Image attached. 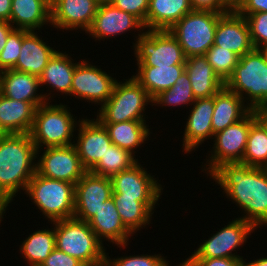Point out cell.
Segmentation results:
<instances>
[{
  "mask_svg": "<svg viewBox=\"0 0 267 266\" xmlns=\"http://www.w3.org/2000/svg\"><path fill=\"white\" fill-rule=\"evenodd\" d=\"M36 109L30 102L10 99L0 93V128L5 134H29Z\"/></svg>",
  "mask_w": 267,
  "mask_h": 266,
  "instance_id": "4316f807",
  "label": "cell"
},
{
  "mask_svg": "<svg viewBox=\"0 0 267 266\" xmlns=\"http://www.w3.org/2000/svg\"><path fill=\"white\" fill-rule=\"evenodd\" d=\"M255 230L256 228L246 220L232 219L218 232L216 231L208 239L203 240L204 242L202 241L188 258H236L242 260L243 256H239L235 251L246 245L244 243Z\"/></svg>",
  "mask_w": 267,
  "mask_h": 266,
  "instance_id": "8fae6325",
  "label": "cell"
},
{
  "mask_svg": "<svg viewBox=\"0 0 267 266\" xmlns=\"http://www.w3.org/2000/svg\"><path fill=\"white\" fill-rule=\"evenodd\" d=\"M193 10L228 13L230 10L220 0H189Z\"/></svg>",
  "mask_w": 267,
  "mask_h": 266,
  "instance_id": "ee69618b",
  "label": "cell"
},
{
  "mask_svg": "<svg viewBox=\"0 0 267 266\" xmlns=\"http://www.w3.org/2000/svg\"><path fill=\"white\" fill-rule=\"evenodd\" d=\"M80 266H105V265H91V264H81Z\"/></svg>",
  "mask_w": 267,
  "mask_h": 266,
  "instance_id": "11a10c76",
  "label": "cell"
},
{
  "mask_svg": "<svg viewBox=\"0 0 267 266\" xmlns=\"http://www.w3.org/2000/svg\"><path fill=\"white\" fill-rule=\"evenodd\" d=\"M37 149L27 133H9L0 138V197L11 204L36 173Z\"/></svg>",
  "mask_w": 267,
  "mask_h": 266,
  "instance_id": "7a4b0ae2",
  "label": "cell"
},
{
  "mask_svg": "<svg viewBox=\"0 0 267 266\" xmlns=\"http://www.w3.org/2000/svg\"><path fill=\"white\" fill-rule=\"evenodd\" d=\"M213 45L228 49L239 57L253 50L254 46L245 17L236 11L223 14L217 23Z\"/></svg>",
  "mask_w": 267,
  "mask_h": 266,
  "instance_id": "ffe728a7",
  "label": "cell"
},
{
  "mask_svg": "<svg viewBox=\"0 0 267 266\" xmlns=\"http://www.w3.org/2000/svg\"><path fill=\"white\" fill-rule=\"evenodd\" d=\"M195 100L188 73L184 70L171 88L161 92L152 100V106L188 107Z\"/></svg>",
  "mask_w": 267,
  "mask_h": 266,
  "instance_id": "d590c367",
  "label": "cell"
},
{
  "mask_svg": "<svg viewBox=\"0 0 267 266\" xmlns=\"http://www.w3.org/2000/svg\"><path fill=\"white\" fill-rule=\"evenodd\" d=\"M193 105V106H192ZM190 107L183 132L182 148L186 153L193 151L204 143L213 139L212 115L214 112V96L209 98H197ZM191 152V153H190Z\"/></svg>",
  "mask_w": 267,
  "mask_h": 266,
  "instance_id": "d6986e66",
  "label": "cell"
},
{
  "mask_svg": "<svg viewBox=\"0 0 267 266\" xmlns=\"http://www.w3.org/2000/svg\"><path fill=\"white\" fill-rule=\"evenodd\" d=\"M116 81L95 64L93 66L86 59L80 60L73 73L71 97L102 106L112 95Z\"/></svg>",
  "mask_w": 267,
  "mask_h": 266,
  "instance_id": "4fadbf2b",
  "label": "cell"
},
{
  "mask_svg": "<svg viewBox=\"0 0 267 266\" xmlns=\"http://www.w3.org/2000/svg\"><path fill=\"white\" fill-rule=\"evenodd\" d=\"M20 254L30 266H41L56 248L55 227L37 230L28 235L20 245Z\"/></svg>",
  "mask_w": 267,
  "mask_h": 266,
  "instance_id": "d6a6232c",
  "label": "cell"
},
{
  "mask_svg": "<svg viewBox=\"0 0 267 266\" xmlns=\"http://www.w3.org/2000/svg\"><path fill=\"white\" fill-rule=\"evenodd\" d=\"M204 56L224 84L231 77L234 67L239 61L237 54L216 45H213Z\"/></svg>",
  "mask_w": 267,
  "mask_h": 266,
  "instance_id": "8d00e7d4",
  "label": "cell"
},
{
  "mask_svg": "<svg viewBox=\"0 0 267 266\" xmlns=\"http://www.w3.org/2000/svg\"><path fill=\"white\" fill-rule=\"evenodd\" d=\"M5 133L2 131V129L0 128V138L4 135Z\"/></svg>",
  "mask_w": 267,
  "mask_h": 266,
  "instance_id": "9f6ffc18",
  "label": "cell"
},
{
  "mask_svg": "<svg viewBox=\"0 0 267 266\" xmlns=\"http://www.w3.org/2000/svg\"><path fill=\"white\" fill-rule=\"evenodd\" d=\"M260 50L263 52L266 61H267V44L260 48Z\"/></svg>",
  "mask_w": 267,
  "mask_h": 266,
  "instance_id": "db71d44e",
  "label": "cell"
},
{
  "mask_svg": "<svg viewBox=\"0 0 267 266\" xmlns=\"http://www.w3.org/2000/svg\"><path fill=\"white\" fill-rule=\"evenodd\" d=\"M26 31L14 28L8 35L4 49L0 53V72L12 69L16 65L22 47V35Z\"/></svg>",
  "mask_w": 267,
  "mask_h": 266,
  "instance_id": "f35d334b",
  "label": "cell"
},
{
  "mask_svg": "<svg viewBox=\"0 0 267 266\" xmlns=\"http://www.w3.org/2000/svg\"><path fill=\"white\" fill-rule=\"evenodd\" d=\"M13 29L14 27L10 24V22L0 20V53L3 51L8 35Z\"/></svg>",
  "mask_w": 267,
  "mask_h": 266,
  "instance_id": "bcb514c9",
  "label": "cell"
},
{
  "mask_svg": "<svg viewBox=\"0 0 267 266\" xmlns=\"http://www.w3.org/2000/svg\"><path fill=\"white\" fill-rule=\"evenodd\" d=\"M124 80L120 82L117 79L112 95L99 107L96 119L100 123H120L147 118L144 113L146 106L153 104L152 99L133 76Z\"/></svg>",
  "mask_w": 267,
  "mask_h": 266,
  "instance_id": "52a82bcc",
  "label": "cell"
},
{
  "mask_svg": "<svg viewBox=\"0 0 267 266\" xmlns=\"http://www.w3.org/2000/svg\"><path fill=\"white\" fill-rule=\"evenodd\" d=\"M39 77L15 69L0 72V93L7 98L32 103L36 108L46 100L40 90ZM40 94V95H39Z\"/></svg>",
  "mask_w": 267,
  "mask_h": 266,
  "instance_id": "7402d4cb",
  "label": "cell"
},
{
  "mask_svg": "<svg viewBox=\"0 0 267 266\" xmlns=\"http://www.w3.org/2000/svg\"><path fill=\"white\" fill-rule=\"evenodd\" d=\"M244 16L250 31L254 48L260 49L267 44V12H256Z\"/></svg>",
  "mask_w": 267,
  "mask_h": 266,
  "instance_id": "ab89813d",
  "label": "cell"
},
{
  "mask_svg": "<svg viewBox=\"0 0 267 266\" xmlns=\"http://www.w3.org/2000/svg\"><path fill=\"white\" fill-rule=\"evenodd\" d=\"M112 181L86 171L75 184L74 218L88 222L103 206V202L112 196Z\"/></svg>",
  "mask_w": 267,
  "mask_h": 266,
  "instance_id": "5bb4252c",
  "label": "cell"
},
{
  "mask_svg": "<svg viewBox=\"0 0 267 266\" xmlns=\"http://www.w3.org/2000/svg\"><path fill=\"white\" fill-rule=\"evenodd\" d=\"M230 11H236L242 0H220Z\"/></svg>",
  "mask_w": 267,
  "mask_h": 266,
  "instance_id": "f907efd6",
  "label": "cell"
},
{
  "mask_svg": "<svg viewBox=\"0 0 267 266\" xmlns=\"http://www.w3.org/2000/svg\"><path fill=\"white\" fill-rule=\"evenodd\" d=\"M47 0H12L10 24L15 29L41 32L51 25V8Z\"/></svg>",
  "mask_w": 267,
  "mask_h": 266,
  "instance_id": "d4e9b609",
  "label": "cell"
},
{
  "mask_svg": "<svg viewBox=\"0 0 267 266\" xmlns=\"http://www.w3.org/2000/svg\"><path fill=\"white\" fill-rule=\"evenodd\" d=\"M236 12L240 15L267 12V0H242Z\"/></svg>",
  "mask_w": 267,
  "mask_h": 266,
  "instance_id": "f6af8a7d",
  "label": "cell"
},
{
  "mask_svg": "<svg viewBox=\"0 0 267 266\" xmlns=\"http://www.w3.org/2000/svg\"><path fill=\"white\" fill-rule=\"evenodd\" d=\"M89 226L103 243L105 240L119 248L128 247L129 238L133 233L123 224L120 214L114 204L113 198L103 202V206L88 221ZM104 239V240H103Z\"/></svg>",
  "mask_w": 267,
  "mask_h": 266,
  "instance_id": "44dd1931",
  "label": "cell"
},
{
  "mask_svg": "<svg viewBox=\"0 0 267 266\" xmlns=\"http://www.w3.org/2000/svg\"><path fill=\"white\" fill-rule=\"evenodd\" d=\"M42 150H37L36 172L39 175L76 184L86 172L74 144Z\"/></svg>",
  "mask_w": 267,
  "mask_h": 266,
  "instance_id": "7c38bea8",
  "label": "cell"
},
{
  "mask_svg": "<svg viewBox=\"0 0 267 266\" xmlns=\"http://www.w3.org/2000/svg\"><path fill=\"white\" fill-rule=\"evenodd\" d=\"M52 223L58 250L76 258L82 264L105 265L107 250L88 222L72 217Z\"/></svg>",
  "mask_w": 267,
  "mask_h": 266,
  "instance_id": "5b68a950",
  "label": "cell"
},
{
  "mask_svg": "<svg viewBox=\"0 0 267 266\" xmlns=\"http://www.w3.org/2000/svg\"><path fill=\"white\" fill-rule=\"evenodd\" d=\"M223 14L225 13L192 10L169 29L186 58L205 55L213 46L217 23Z\"/></svg>",
  "mask_w": 267,
  "mask_h": 266,
  "instance_id": "ba28073f",
  "label": "cell"
},
{
  "mask_svg": "<svg viewBox=\"0 0 267 266\" xmlns=\"http://www.w3.org/2000/svg\"><path fill=\"white\" fill-rule=\"evenodd\" d=\"M179 266H242L236 258H185Z\"/></svg>",
  "mask_w": 267,
  "mask_h": 266,
  "instance_id": "b9f144b4",
  "label": "cell"
},
{
  "mask_svg": "<svg viewBox=\"0 0 267 266\" xmlns=\"http://www.w3.org/2000/svg\"><path fill=\"white\" fill-rule=\"evenodd\" d=\"M50 103L37 107L29 133L37 150L74 144L73 133L81 120L79 118L77 121L78 118L73 116L68 105Z\"/></svg>",
  "mask_w": 267,
  "mask_h": 266,
  "instance_id": "277c9868",
  "label": "cell"
},
{
  "mask_svg": "<svg viewBox=\"0 0 267 266\" xmlns=\"http://www.w3.org/2000/svg\"><path fill=\"white\" fill-rule=\"evenodd\" d=\"M111 4L137 17L146 29V15L149 9V0H113Z\"/></svg>",
  "mask_w": 267,
  "mask_h": 266,
  "instance_id": "60d3db41",
  "label": "cell"
},
{
  "mask_svg": "<svg viewBox=\"0 0 267 266\" xmlns=\"http://www.w3.org/2000/svg\"><path fill=\"white\" fill-rule=\"evenodd\" d=\"M37 33V31H26L22 35L19 58L12 69L39 77L57 50L50 47Z\"/></svg>",
  "mask_w": 267,
  "mask_h": 266,
  "instance_id": "cb8c5ba5",
  "label": "cell"
},
{
  "mask_svg": "<svg viewBox=\"0 0 267 266\" xmlns=\"http://www.w3.org/2000/svg\"><path fill=\"white\" fill-rule=\"evenodd\" d=\"M257 120L256 110H251L243 119L214 134L213 147L201 169L207 177L224 163H241L247 145L251 125ZM206 166V167H205ZM207 171V172H206Z\"/></svg>",
  "mask_w": 267,
  "mask_h": 266,
  "instance_id": "9c48e42d",
  "label": "cell"
},
{
  "mask_svg": "<svg viewBox=\"0 0 267 266\" xmlns=\"http://www.w3.org/2000/svg\"><path fill=\"white\" fill-rule=\"evenodd\" d=\"M81 264L76 258L55 248L41 266H80Z\"/></svg>",
  "mask_w": 267,
  "mask_h": 266,
  "instance_id": "7bdbcfd3",
  "label": "cell"
},
{
  "mask_svg": "<svg viewBox=\"0 0 267 266\" xmlns=\"http://www.w3.org/2000/svg\"><path fill=\"white\" fill-rule=\"evenodd\" d=\"M133 43L137 66L185 65L186 57L169 30H146Z\"/></svg>",
  "mask_w": 267,
  "mask_h": 266,
  "instance_id": "30bf717a",
  "label": "cell"
},
{
  "mask_svg": "<svg viewBox=\"0 0 267 266\" xmlns=\"http://www.w3.org/2000/svg\"><path fill=\"white\" fill-rule=\"evenodd\" d=\"M146 120H131L120 123H101L107 129L110 140L119 148L129 151L136 157V151L149 140L151 128Z\"/></svg>",
  "mask_w": 267,
  "mask_h": 266,
  "instance_id": "f546056e",
  "label": "cell"
},
{
  "mask_svg": "<svg viewBox=\"0 0 267 266\" xmlns=\"http://www.w3.org/2000/svg\"><path fill=\"white\" fill-rule=\"evenodd\" d=\"M154 176L138 161L131 168L111 177L112 194H121V198L137 201H159L163 187Z\"/></svg>",
  "mask_w": 267,
  "mask_h": 266,
  "instance_id": "9a60e30c",
  "label": "cell"
},
{
  "mask_svg": "<svg viewBox=\"0 0 267 266\" xmlns=\"http://www.w3.org/2000/svg\"><path fill=\"white\" fill-rule=\"evenodd\" d=\"M77 63H74L70 54H67L66 51L63 53V50L60 51V49L48 61L43 73L39 76L40 87L47 86V92L49 89L51 90L50 93L45 92L43 94L46 102L49 100L52 102L53 96L51 94L54 91L71 96L72 78Z\"/></svg>",
  "mask_w": 267,
  "mask_h": 266,
  "instance_id": "603a6c76",
  "label": "cell"
},
{
  "mask_svg": "<svg viewBox=\"0 0 267 266\" xmlns=\"http://www.w3.org/2000/svg\"><path fill=\"white\" fill-rule=\"evenodd\" d=\"M242 266H267V257H260L259 259H253V261H250L249 263L246 261V259H242Z\"/></svg>",
  "mask_w": 267,
  "mask_h": 266,
  "instance_id": "c3c4849f",
  "label": "cell"
},
{
  "mask_svg": "<svg viewBox=\"0 0 267 266\" xmlns=\"http://www.w3.org/2000/svg\"><path fill=\"white\" fill-rule=\"evenodd\" d=\"M192 10L189 0H149L146 29L169 30Z\"/></svg>",
  "mask_w": 267,
  "mask_h": 266,
  "instance_id": "f1b7e54d",
  "label": "cell"
},
{
  "mask_svg": "<svg viewBox=\"0 0 267 266\" xmlns=\"http://www.w3.org/2000/svg\"><path fill=\"white\" fill-rule=\"evenodd\" d=\"M76 130L78 133L74 146L82 166L86 171H90L104 157L113 143L107 129L95 118L81 117Z\"/></svg>",
  "mask_w": 267,
  "mask_h": 266,
  "instance_id": "2e32d148",
  "label": "cell"
},
{
  "mask_svg": "<svg viewBox=\"0 0 267 266\" xmlns=\"http://www.w3.org/2000/svg\"><path fill=\"white\" fill-rule=\"evenodd\" d=\"M225 87L237 93L252 110L267 108V61L263 52L254 48L239 57Z\"/></svg>",
  "mask_w": 267,
  "mask_h": 266,
  "instance_id": "3957f363",
  "label": "cell"
},
{
  "mask_svg": "<svg viewBox=\"0 0 267 266\" xmlns=\"http://www.w3.org/2000/svg\"><path fill=\"white\" fill-rule=\"evenodd\" d=\"M137 30L145 32L144 24L134 15L122 11L112 4L99 5L93 23L86 32L93 39L102 40L116 38L127 31ZM142 29V30H141Z\"/></svg>",
  "mask_w": 267,
  "mask_h": 266,
  "instance_id": "ac0fdd59",
  "label": "cell"
},
{
  "mask_svg": "<svg viewBox=\"0 0 267 266\" xmlns=\"http://www.w3.org/2000/svg\"><path fill=\"white\" fill-rule=\"evenodd\" d=\"M169 260L161 254H141L110 258L106 253L105 266H171ZM176 266V265H175ZM179 266V264L177 265Z\"/></svg>",
  "mask_w": 267,
  "mask_h": 266,
  "instance_id": "74e56055",
  "label": "cell"
},
{
  "mask_svg": "<svg viewBox=\"0 0 267 266\" xmlns=\"http://www.w3.org/2000/svg\"><path fill=\"white\" fill-rule=\"evenodd\" d=\"M11 1L12 0H0V20L9 22L11 13Z\"/></svg>",
  "mask_w": 267,
  "mask_h": 266,
  "instance_id": "7dc6e473",
  "label": "cell"
},
{
  "mask_svg": "<svg viewBox=\"0 0 267 266\" xmlns=\"http://www.w3.org/2000/svg\"><path fill=\"white\" fill-rule=\"evenodd\" d=\"M9 204H7L1 197H0V224L3 221L2 219L4 218V214L6 212V209H8Z\"/></svg>",
  "mask_w": 267,
  "mask_h": 266,
  "instance_id": "816d5d0a",
  "label": "cell"
},
{
  "mask_svg": "<svg viewBox=\"0 0 267 266\" xmlns=\"http://www.w3.org/2000/svg\"><path fill=\"white\" fill-rule=\"evenodd\" d=\"M185 71L196 99L213 97L225 86L204 55L187 57Z\"/></svg>",
  "mask_w": 267,
  "mask_h": 266,
  "instance_id": "83f0119b",
  "label": "cell"
},
{
  "mask_svg": "<svg viewBox=\"0 0 267 266\" xmlns=\"http://www.w3.org/2000/svg\"><path fill=\"white\" fill-rule=\"evenodd\" d=\"M24 194L51 224L74 216L75 184L45 178L36 172Z\"/></svg>",
  "mask_w": 267,
  "mask_h": 266,
  "instance_id": "8992f818",
  "label": "cell"
},
{
  "mask_svg": "<svg viewBox=\"0 0 267 266\" xmlns=\"http://www.w3.org/2000/svg\"><path fill=\"white\" fill-rule=\"evenodd\" d=\"M257 120L266 128L267 131V108L256 110Z\"/></svg>",
  "mask_w": 267,
  "mask_h": 266,
  "instance_id": "681fc988",
  "label": "cell"
},
{
  "mask_svg": "<svg viewBox=\"0 0 267 266\" xmlns=\"http://www.w3.org/2000/svg\"><path fill=\"white\" fill-rule=\"evenodd\" d=\"M241 164L267 168V131L258 120L251 125L249 130Z\"/></svg>",
  "mask_w": 267,
  "mask_h": 266,
  "instance_id": "836d02e7",
  "label": "cell"
},
{
  "mask_svg": "<svg viewBox=\"0 0 267 266\" xmlns=\"http://www.w3.org/2000/svg\"><path fill=\"white\" fill-rule=\"evenodd\" d=\"M99 4L95 0H53L51 8V26L63 30L81 29L85 33L90 29Z\"/></svg>",
  "mask_w": 267,
  "mask_h": 266,
  "instance_id": "e0dca14e",
  "label": "cell"
},
{
  "mask_svg": "<svg viewBox=\"0 0 267 266\" xmlns=\"http://www.w3.org/2000/svg\"><path fill=\"white\" fill-rule=\"evenodd\" d=\"M134 79L147 91L153 100L161 92L171 88L182 72L185 65H170L164 67L138 66Z\"/></svg>",
  "mask_w": 267,
  "mask_h": 266,
  "instance_id": "4dcf8cb0",
  "label": "cell"
},
{
  "mask_svg": "<svg viewBox=\"0 0 267 266\" xmlns=\"http://www.w3.org/2000/svg\"><path fill=\"white\" fill-rule=\"evenodd\" d=\"M114 204L123 224L134 234L150 225L158 201H137L121 198V194H112Z\"/></svg>",
  "mask_w": 267,
  "mask_h": 266,
  "instance_id": "1f68e13d",
  "label": "cell"
},
{
  "mask_svg": "<svg viewBox=\"0 0 267 266\" xmlns=\"http://www.w3.org/2000/svg\"><path fill=\"white\" fill-rule=\"evenodd\" d=\"M137 162L138 158L136 159L132 153L112 144L104 157L90 171L111 178L113 175L131 168Z\"/></svg>",
  "mask_w": 267,
  "mask_h": 266,
  "instance_id": "e575fe53",
  "label": "cell"
},
{
  "mask_svg": "<svg viewBox=\"0 0 267 266\" xmlns=\"http://www.w3.org/2000/svg\"><path fill=\"white\" fill-rule=\"evenodd\" d=\"M251 110L237 93L224 86L214 95L213 134L243 119Z\"/></svg>",
  "mask_w": 267,
  "mask_h": 266,
  "instance_id": "484cf974",
  "label": "cell"
},
{
  "mask_svg": "<svg viewBox=\"0 0 267 266\" xmlns=\"http://www.w3.org/2000/svg\"><path fill=\"white\" fill-rule=\"evenodd\" d=\"M99 5L102 4H111L113 0H95Z\"/></svg>",
  "mask_w": 267,
  "mask_h": 266,
  "instance_id": "f5cc1de1",
  "label": "cell"
},
{
  "mask_svg": "<svg viewBox=\"0 0 267 266\" xmlns=\"http://www.w3.org/2000/svg\"><path fill=\"white\" fill-rule=\"evenodd\" d=\"M223 193L243 211L241 218L256 229L267 226V168L224 163L210 175Z\"/></svg>",
  "mask_w": 267,
  "mask_h": 266,
  "instance_id": "6da1fadb",
  "label": "cell"
}]
</instances>
